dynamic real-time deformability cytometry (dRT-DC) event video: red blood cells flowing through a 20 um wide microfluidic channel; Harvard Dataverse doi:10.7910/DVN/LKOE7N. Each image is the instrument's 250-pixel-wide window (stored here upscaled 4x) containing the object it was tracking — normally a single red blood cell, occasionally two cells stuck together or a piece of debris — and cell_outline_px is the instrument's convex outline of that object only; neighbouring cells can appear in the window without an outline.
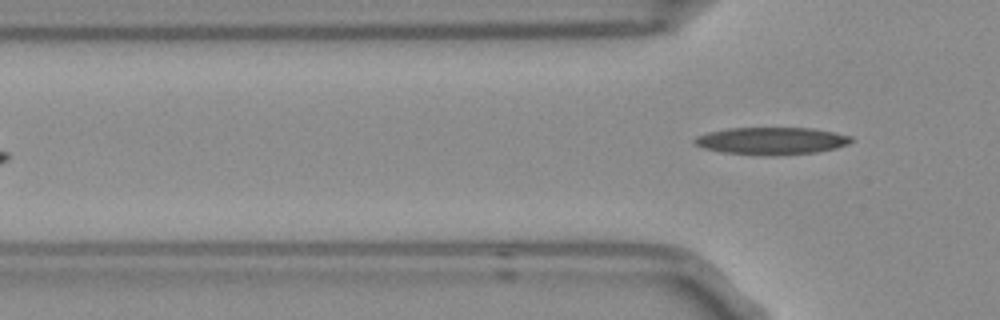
{"species": "Egyptian fruit bat (a non-hibernating species)", "species_latin": "Rousettus aegyptiacus", "temperature_condition": "room temperature", "stored_images_in_passage": 6, "camera_frame_rate_fps": 3000, "um_per_image_px": 0.085, "frame": {"image": 1, "passage_image": 5, "time_ms": 1.333, "image_size_px": [1000, 320], "cell_outline_px": [[856, 140], [848, 144], [836, 148], [816, 152], [724, 152], [704, 148], [692, 144], [692, 140], [696, 136], [708, 132], [728, 128], [812, 128], [852, 136]], "centroid_in_image_um": [65.58, 11.91], "position_along_channel_um": 60.2, "area_um2": 23.7}}
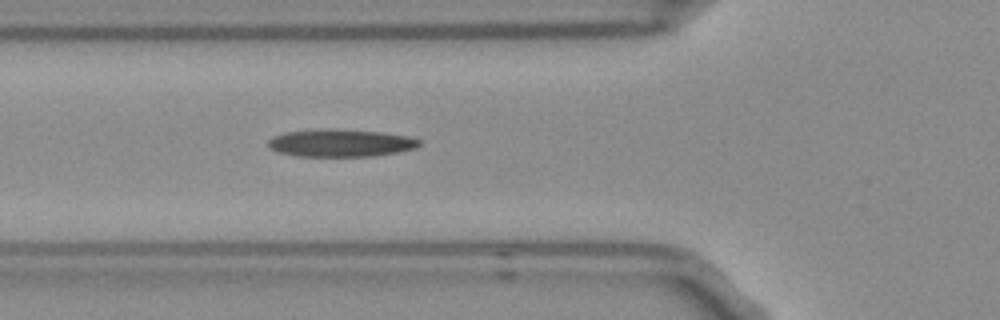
{"frame": {"image": 2, "passage_image": 6, "time_ms": 1.667, "image_size_px": [1000, 320], "cell_outline_px": [[420, 144], [416, 148], [396, 152], [372, 156], [296, 156], [280, 152], [272, 148], [268, 144], [268, 140], [284, 132], [312, 128], [336, 128], [384, 132], [408, 136], [420, 140]], "centroid_in_image_um": [28.96, 12.13], "position_along_channel_um": 96.8, "area_um2": 24.45}}